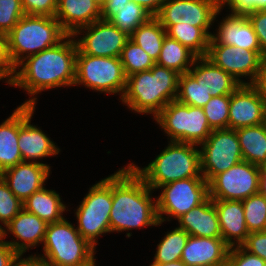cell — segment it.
<instances>
[{"label":"cell","instance_id":"obj_1","mask_svg":"<svg viewBox=\"0 0 266 266\" xmlns=\"http://www.w3.org/2000/svg\"><path fill=\"white\" fill-rule=\"evenodd\" d=\"M77 51L74 36L66 35L55 46L24 58L14 68L12 79L8 83L23 88L32 96L22 105L36 106L35 95L42 91L74 86Z\"/></svg>","mask_w":266,"mask_h":266},{"label":"cell","instance_id":"obj_2","mask_svg":"<svg viewBox=\"0 0 266 266\" xmlns=\"http://www.w3.org/2000/svg\"><path fill=\"white\" fill-rule=\"evenodd\" d=\"M152 191L129 164L112 174L110 231L161 225Z\"/></svg>","mask_w":266,"mask_h":266},{"label":"cell","instance_id":"obj_3","mask_svg":"<svg viewBox=\"0 0 266 266\" xmlns=\"http://www.w3.org/2000/svg\"><path fill=\"white\" fill-rule=\"evenodd\" d=\"M179 75L157 64L150 70L131 74L126 80L122 103L135 113L155 117L169 102L176 100Z\"/></svg>","mask_w":266,"mask_h":266},{"label":"cell","instance_id":"obj_4","mask_svg":"<svg viewBox=\"0 0 266 266\" xmlns=\"http://www.w3.org/2000/svg\"><path fill=\"white\" fill-rule=\"evenodd\" d=\"M195 147L198 145L170 141L148 166L129 165L152 190L177 180L203 178L200 150Z\"/></svg>","mask_w":266,"mask_h":266},{"label":"cell","instance_id":"obj_5","mask_svg":"<svg viewBox=\"0 0 266 266\" xmlns=\"http://www.w3.org/2000/svg\"><path fill=\"white\" fill-rule=\"evenodd\" d=\"M66 35L55 17L25 14L6 35L11 67L14 69L24 58L55 46Z\"/></svg>","mask_w":266,"mask_h":266},{"label":"cell","instance_id":"obj_6","mask_svg":"<svg viewBox=\"0 0 266 266\" xmlns=\"http://www.w3.org/2000/svg\"><path fill=\"white\" fill-rule=\"evenodd\" d=\"M65 218L49 223L40 255L48 266H96V247Z\"/></svg>","mask_w":266,"mask_h":266},{"label":"cell","instance_id":"obj_7","mask_svg":"<svg viewBox=\"0 0 266 266\" xmlns=\"http://www.w3.org/2000/svg\"><path fill=\"white\" fill-rule=\"evenodd\" d=\"M170 141L200 145L212 132L202 108L173 100L155 117Z\"/></svg>","mask_w":266,"mask_h":266},{"label":"cell","instance_id":"obj_8","mask_svg":"<svg viewBox=\"0 0 266 266\" xmlns=\"http://www.w3.org/2000/svg\"><path fill=\"white\" fill-rule=\"evenodd\" d=\"M126 80L120 57L87 55L78 48L74 85H83L100 93H119L122 98Z\"/></svg>","mask_w":266,"mask_h":266},{"label":"cell","instance_id":"obj_9","mask_svg":"<svg viewBox=\"0 0 266 266\" xmlns=\"http://www.w3.org/2000/svg\"><path fill=\"white\" fill-rule=\"evenodd\" d=\"M77 208L76 228L80 235L95 247L99 236L111 232L112 175L94 184Z\"/></svg>","mask_w":266,"mask_h":266},{"label":"cell","instance_id":"obj_10","mask_svg":"<svg viewBox=\"0 0 266 266\" xmlns=\"http://www.w3.org/2000/svg\"><path fill=\"white\" fill-rule=\"evenodd\" d=\"M159 188L163 190L157 197L156 210L158 220L162 222L173 217L178 219L209 197L208 182L204 178L177 180ZM163 214L168 217H163Z\"/></svg>","mask_w":266,"mask_h":266},{"label":"cell","instance_id":"obj_11","mask_svg":"<svg viewBox=\"0 0 266 266\" xmlns=\"http://www.w3.org/2000/svg\"><path fill=\"white\" fill-rule=\"evenodd\" d=\"M200 146L201 173L207 182L243 160L238 135L234 129L212 130Z\"/></svg>","mask_w":266,"mask_h":266},{"label":"cell","instance_id":"obj_12","mask_svg":"<svg viewBox=\"0 0 266 266\" xmlns=\"http://www.w3.org/2000/svg\"><path fill=\"white\" fill-rule=\"evenodd\" d=\"M260 178L259 166L242 160L208 182L209 197L212 200L242 201L259 193Z\"/></svg>","mask_w":266,"mask_h":266},{"label":"cell","instance_id":"obj_13","mask_svg":"<svg viewBox=\"0 0 266 266\" xmlns=\"http://www.w3.org/2000/svg\"><path fill=\"white\" fill-rule=\"evenodd\" d=\"M221 9L220 0H166L155 17L161 25L187 23L200 27L211 38L209 28Z\"/></svg>","mask_w":266,"mask_h":266},{"label":"cell","instance_id":"obj_14","mask_svg":"<svg viewBox=\"0 0 266 266\" xmlns=\"http://www.w3.org/2000/svg\"><path fill=\"white\" fill-rule=\"evenodd\" d=\"M206 58L240 84H253L264 60L261 50H247L225 44H209ZM242 77H248L250 82H244Z\"/></svg>","mask_w":266,"mask_h":266},{"label":"cell","instance_id":"obj_15","mask_svg":"<svg viewBox=\"0 0 266 266\" xmlns=\"http://www.w3.org/2000/svg\"><path fill=\"white\" fill-rule=\"evenodd\" d=\"M82 32L85 35L76 40L77 46L84 54L92 56L120 57L122 49L130 39L129 35L103 19L80 28L73 36L78 37Z\"/></svg>","mask_w":266,"mask_h":266},{"label":"cell","instance_id":"obj_16","mask_svg":"<svg viewBox=\"0 0 266 266\" xmlns=\"http://www.w3.org/2000/svg\"><path fill=\"white\" fill-rule=\"evenodd\" d=\"M34 111L35 106H19L18 147L23 162L42 163L40 161L37 162V159L55 156L59 154L60 149L40 127L38 128L36 125L31 124Z\"/></svg>","mask_w":266,"mask_h":266},{"label":"cell","instance_id":"obj_17","mask_svg":"<svg viewBox=\"0 0 266 266\" xmlns=\"http://www.w3.org/2000/svg\"><path fill=\"white\" fill-rule=\"evenodd\" d=\"M266 122V104L253 84H241L230 96L229 129Z\"/></svg>","mask_w":266,"mask_h":266},{"label":"cell","instance_id":"obj_18","mask_svg":"<svg viewBox=\"0 0 266 266\" xmlns=\"http://www.w3.org/2000/svg\"><path fill=\"white\" fill-rule=\"evenodd\" d=\"M50 167L44 163L21 162L3 171L0 176L7 183L10 191L24 202L34 192L45 186Z\"/></svg>","mask_w":266,"mask_h":266},{"label":"cell","instance_id":"obj_19","mask_svg":"<svg viewBox=\"0 0 266 266\" xmlns=\"http://www.w3.org/2000/svg\"><path fill=\"white\" fill-rule=\"evenodd\" d=\"M47 226V222L22 209L4 227V238H6L7 232L13 234L16 240L6 242L17 253L24 254L30 248L44 242Z\"/></svg>","mask_w":266,"mask_h":266},{"label":"cell","instance_id":"obj_20","mask_svg":"<svg viewBox=\"0 0 266 266\" xmlns=\"http://www.w3.org/2000/svg\"><path fill=\"white\" fill-rule=\"evenodd\" d=\"M212 34L209 44H225L247 50H261L252 23L246 15L230 13Z\"/></svg>","mask_w":266,"mask_h":266},{"label":"cell","instance_id":"obj_21","mask_svg":"<svg viewBox=\"0 0 266 266\" xmlns=\"http://www.w3.org/2000/svg\"><path fill=\"white\" fill-rule=\"evenodd\" d=\"M229 249L222 238L189 235L180 260L186 266L219 265L228 259Z\"/></svg>","mask_w":266,"mask_h":266},{"label":"cell","instance_id":"obj_22","mask_svg":"<svg viewBox=\"0 0 266 266\" xmlns=\"http://www.w3.org/2000/svg\"><path fill=\"white\" fill-rule=\"evenodd\" d=\"M55 18L67 35L101 19V6L95 0H57Z\"/></svg>","mask_w":266,"mask_h":266},{"label":"cell","instance_id":"obj_23","mask_svg":"<svg viewBox=\"0 0 266 266\" xmlns=\"http://www.w3.org/2000/svg\"><path fill=\"white\" fill-rule=\"evenodd\" d=\"M213 203L218 214L222 239L230 248L241 246L249 235L242 201L213 200Z\"/></svg>","mask_w":266,"mask_h":266},{"label":"cell","instance_id":"obj_24","mask_svg":"<svg viewBox=\"0 0 266 266\" xmlns=\"http://www.w3.org/2000/svg\"><path fill=\"white\" fill-rule=\"evenodd\" d=\"M177 220L178 227L190 236L222 238L216 207L210 197Z\"/></svg>","mask_w":266,"mask_h":266},{"label":"cell","instance_id":"obj_25","mask_svg":"<svg viewBox=\"0 0 266 266\" xmlns=\"http://www.w3.org/2000/svg\"><path fill=\"white\" fill-rule=\"evenodd\" d=\"M189 73L196 80H204L212 97L232 94L241 85L229 73L214 65L206 57H197Z\"/></svg>","mask_w":266,"mask_h":266},{"label":"cell","instance_id":"obj_26","mask_svg":"<svg viewBox=\"0 0 266 266\" xmlns=\"http://www.w3.org/2000/svg\"><path fill=\"white\" fill-rule=\"evenodd\" d=\"M61 201V197L56 191L43 187L23 202V209L48 224L54 223L65 218L62 215L66 210V205Z\"/></svg>","mask_w":266,"mask_h":266},{"label":"cell","instance_id":"obj_27","mask_svg":"<svg viewBox=\"0 0 266 266\" xmlns=\"http://www.w3.org/2000/svg\"><path fill=\"white\" fill-rule=\"evenodd\" d=\"M19 107L0 124V173L23 162L18 147Z\"/></svg>","mask_w":266,"mask_h":266},{"label":"cell","instance_id":"obj_28","mask_svg":"<svg viewBox=\"0 0 266 266\" xmlns=\"http://www.w3.org/2000/svg\"><path fill=\"white\" fill-rule=\"evenodd\" d=\"M244 161L260 166L266 159V122L236 129Z\"/></svg>","mask_w":266,"mask_h":266},{"label":"cell","instance_id":"obj_29","mask_svg":"<svg viewBox=\"0 0 266 266\" xmlns=\"http://www.w3.org/2000/svg\"><path fill=\"white\" fill-rule=\"evenodd\" d=\"M196 58L197 56L187 47L166 35L155 63L183 74L189 72Z\"/></svg>","mask_w":266,"mask_h":266},{"label":"cell","instance_id":"obj_30","mask_svg":"<svg viewBox=\"0 0 266 266\" xmlns=\"http://www.w3.org/2000/svg\"><path fill=\"white\" fill-rule=\"evenodd\" d=\"M162 26L166 30V35L176 39L197 57H206L210 37L200 27L187 23Z\"/></svg>","mask_w":266,"mask_h":266},{"label":"cell","instance_id":"obj_31","mask_svg":"<svg viewBox=\"0 0 266 266\" xmlns=\"http://www.w3.org/2000/svg\"><path fill=\"white\" fill-rule=\"evenodd\" d=\"M166 30L160 21L151 17L147 22L138 26L130 39L139 45L156 62L161 52Z\"/></svg>","mask_w":266,"mask_h":266},{"label":"cell","instance_id":"obj_32","mask_svg":"<svg viewBox=\"0 0 266 266\" xmlns=\"http://www.w3.org/2000/svg\"><path fill=\"white\" fill-rule=\"evenodd\" d=\"M212 98L204 80H196L189 72L179 75L176 100L180 103L203 108Z\"/></svg>","mask_w":266,"mask_h":266},{"label":"cell","instance_id":"obj_33","mask_svg":"<svg viewBox=\"0 0 266 266\" xmlns=\"http://www.w3.org/2000/svg\"><path fill=\"white\" fill-rule=\"evenodd\" d=\"M188 237L189 234L179 227L168 232L157 244L153 263L166 264L180 260Z\"/></svg>","mask_w":266,"mask_h":266},{"label":"cell","instance_id":"obj_34","mask_svg":"<svg viewBox=\"0 0 266 266\" xmlns=\"http://www.w3.org/2000/svg\"><path fill=\"white\" fill-rule=\"evenodd\" d=\"M153 17L147 10L132 1L118 8V12L109 21L120 31L131 36L133 31Z\"/></svg>","mask_w":266,"mask_h":266},{"label":"cell","instance_id":"obj_35","mask_svg":"<svg viewBox=\"0 0 266 266\" xmlns=\"http://www.w3.org/2000/svg\"><path fill=\"white\" fill-rule=\"evenodd\" d=\"M120 60L125 76L150 70L156 63L139 45L129 39L122 49Z\"/></svg>","mask_w":266,"mask_h":266},{"label":"cell","instance_id":"obj_36","mask_svg":"<svg viewBox=\"0 0 266 266\" xmlns=\"http://www.w3.org/2000/svg\"><path fill=\"white\" fill-rule=\"evenodd\" d=\"M242 205L249 233L266 231V197L259 192L242 200Z\"/></svg>","mask_w":266,"mask_h":266},{"label":"cell","instance_id":"obj_37","mask_svg":"<svg viewBox=\"0 0 266 266\" xmlns=\"http://www.w3.org/2000/svg\"><path fill=\"white\" fill-rule=\"evenodd\" d=\"M230 96H214L202 108L213 130L228 128Z\"/></svg>","mask_w":266,"mask_h":266},{"label":"cell","instance_id":"obj_38","mask_svg":"<svg viewBox=\"0 0 266 266\" xmlns=\"http://www.w3.org/2000/svg\"><path fill=\"white\" fill-rule=\"evenodd\" d=\"M23 209V202L9 189L0 176V222L4 227Z\"/></svg>","mask_w":266,"mask_h":266},{"label":"cell","instance_id":"obj_39","mask_svg":"<svg viewBox=\"0 0 266 266\" xmlns=\"http://www.w3.org/2000/svg\"><path fill=\"white\" fill-rule=\"evenodd\" d=\"M24 15L20 0H0V34L6 36Z\"/></svg>","mask_w":266,"mask_h":266},{"label":"cell","instance_id":"obj_40","mask_svg":"<svg viewBox=\"0 0 266 266\" xmlns=\"http://www.w3.org/2000/svg\"><path fill=\"white\" fill-rule=\"evenodd\" d=\"M25 14L55 17L57 0H20Z\"/></svg>","mask_w":266,"mask_h":266},{"label":"cell","instance_id":"obj_41","mask_svg":"<svg viewBox=\"0 0 266 266\" xmlns=\"http://www.w3.org/2000/svg\"><path fill=\"white\" fill-rule=\"evenodd\" d=\"M227 260L230 266H266V262L262 258L250 254L241 246L230 248Z\"/></svg>","mask_w":266,"mask_h":266},{"label":"cell","instance_id":"obj_42","mask_svg":"<svg viewBox=\"0 0 266 266\" xmlns=\"http://www.w3.org/2000/svg\"><path fill=\"white\" fill-rule=\"evenodd\" d=\"M220 5L222 8L227 5L231 13L240 15L266 10V0H220Z\"/></svg>","mask_w":266,"mask_h":266},{"label":"cell","instance_id":"obj_43","mask_svg":"<svg viewBox=\"0 0 266 266\" xmlns=\"http://www.w3.org/2000/svg\"><path fill=\"white\" fill-rule=\"evenodd\" d=\"M241 247L266 262V231L249 233Z\"/></svg>","mask_w":266,"mask_h":266},{"label":"cell","instance_id":"obj_44","mask_svg":"<svg viewBox=\"0 0 266 266\" xmlns=\"http://www.w3.org/2000/svg\"><path fill=\"white\" fill-rule=\"evenodd\" d=\"M252 23L261 48V54L266 58V10L253 11L246 15Z\"/></svg>","mask_w":266,"mask_h":266},{"label":"cell","instance_id":"obj_45","mask_svg":"<svg viewBox=\"0 0 266 266\" xmlns=\"http://www.w3.org/2000/svg\"><path fill=\"white\" fill-rule=\"evenodd\" d=\"M13 72L14 69L11 67L6 53V36L0 34V75L7 79L5 82L9 83Z\"/></svg>","mask_w":266,"mask_h":266},{"label":"cell","instance_id":"obj_46","mask_svg":"<svg viewBox=\"0 0 266 266\" xmlns=\"http://www.w3.org/2000/svg\"><path fill=\"white\" fill-rule=\"evenodd\" d=\"M130 0H106L101 6V19L109 21L116 13L118 8H121Z\"/></svg>","mask_w":266,"mask_h":266},{"label":"cell","instance_id":"obj_47","mask_svg":"<svg viewBox=\"0 0 266 266\" xmlns=\"http://www.w3.org/2000/svg\"><path fill=\"white\" fill-rule=\"evenodd\" d=\"M22 256V253H17L12 259L10 266H48L40 255H31L24 259Z\"/></svg>","mask_w":266,"mask_h":266},{"label":"cell","instance_id":"obj_48","mask_svg":"<svg viewBox=\"0 0 266 266\" xmlns=\"http://www.w3.org/2000/svg\"><path fill=\"white\" fill-rule=\"evenodd\" d=\"M253 85L257 88L260 97L266 104V58L262 61L258 76Z\"/></svg>","mask_w":266,"mask_h":266},{"label":"cell","instance_id":"obj_49","mask_svg":"<svg viewBox=\"0 0 266 266\" xmlns=\"http://www.w3.org/2000/svg\"><path fill=\"white\" fill-rule=\"evenodd\" d=\"M17 252L4 240L0 242V266H10Z\"/></svg>","mask_w":266,"mask_h":266},{"label":"cell","instance_id":"obj_50","mask_svg":"<svg viewBox=\"0 0 266 266\" xmlns=\"http://www.w3.org/2000/svg\"><path fill=\"white\" fill-rule=\"evenodd\" d=\"M130 1L142 6L152 16H156L162 7V4L166 0H130Z\"/></svg>","mask_w":266,"mask_h":266},{"label":"cell","instance_id":"obj_51","mask_svg":"<svg viewBox=\"0 0 266 266\" xmlns=\"http://www.w3.org/2000/svg\"><path fill=\"white\" fill-rule=\"evenodd\" d=\"M259 192L266 197V175H261Z\"/></svg>","mask_w":266,"mask_h":266},{"label":"cell","instance_id":"obj_52","mask_svg":"<svg viewBox=\"0 0 266 266\" xmlns=\"http://www.w3.org/2000/svg\"><path fill=\"white\" fill-rule=\"evenodd\" d=\"M150 266H186V265L181 260H177L172 263H166V264L151 263Z\"/></svg>","mask_w":266,"mask_h":266},{"label":"cell","instance_id":"obj_53","mask_svg":"<svg viewBox=\"0 0 266 266\" xmlns=\"http://www.w3.org/2000/svg\"><path fill=\"white\" fill-rule=\"evenodd\" d=\"M261 175H266V159L265 161L259 166Z\"/></svg>","mask_w":266,"mask_h":266},{"label":"cell","instance_id":"obj_54","mask_svg":"<svg viewBox=\"0 0 266 266\" xmlns=\"http://www.w3.org/2000/svg\"><path fill=\"white\" fill-rule=\"evenodd\" d=\"M4 227H2V225H0V242L4 241Z\"/></svg>","mask_w":266,"mask_h":266},{"label":"cell","instance_id":"obj_55","mask_svg":"<svg viewBox=\"0 0 266 266\" xmlns=\"http://www.w3.org/2000/svg\"><path fill=\"white\" fill-rule=\"evenodd\" d=\"M214 266H230L228 260H226L225 262L219 264V265H214Z\"/></svg>","mask_w":266,"mask_h":266},{"label":"cell","instance_id":"obj_56","mask_svg":"<svg viewBox=\"0 0 266 266\" xmlns=\"http://www.w3.org/2000/svg\"><path fill=\"white\" fill-rule=\"evenodd\" d=\"M100 6H102L106 0H95Z\"/></svg>","mask_w":266,"mask_h":266}]
</instances>
